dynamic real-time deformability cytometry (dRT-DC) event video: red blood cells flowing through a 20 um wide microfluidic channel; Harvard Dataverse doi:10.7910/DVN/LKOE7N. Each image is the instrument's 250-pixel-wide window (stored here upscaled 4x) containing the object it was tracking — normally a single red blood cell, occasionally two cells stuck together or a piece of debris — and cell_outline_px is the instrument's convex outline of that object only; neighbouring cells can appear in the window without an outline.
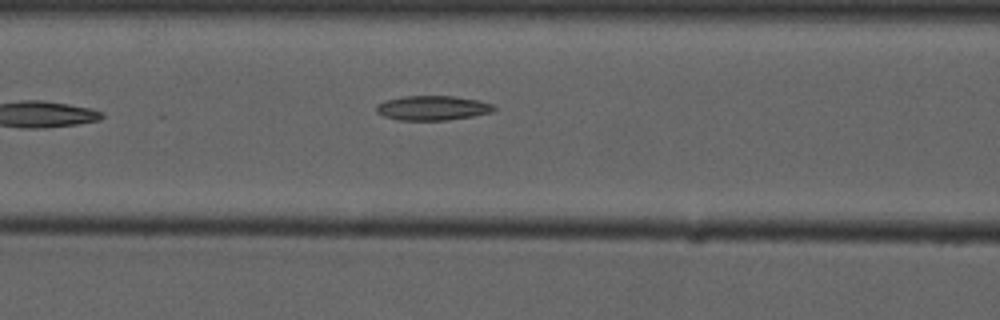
{"species": "common noctule bat (a hibernating species)", "species_latin": "Nyctalus noctula", "temperature_condition": "cold", "stored_images_in_passage": 5, "camera_frame_rate_fps": 3000, "um_per_image_px": 0.085, "animal": {"sex": "male", "forearm_length_mm": 52.5}, "frame": {"image": 1, "passage_image": 5, "time_ms": 5.667, "image_size_px": [1000, 320], "cell_outline_px": [[496, 108], [492, 112], [472, 116], [444, 120], [400, 120], [384, 116], [376, 112], [376, 104], [384, 100], [404, 96], [456, 96], [476, 100], [492, 104]], "centroid_in_image_um": [36.73, 9.17], "position_along_channel_um": 129.9, "area_um2": 16.76}}